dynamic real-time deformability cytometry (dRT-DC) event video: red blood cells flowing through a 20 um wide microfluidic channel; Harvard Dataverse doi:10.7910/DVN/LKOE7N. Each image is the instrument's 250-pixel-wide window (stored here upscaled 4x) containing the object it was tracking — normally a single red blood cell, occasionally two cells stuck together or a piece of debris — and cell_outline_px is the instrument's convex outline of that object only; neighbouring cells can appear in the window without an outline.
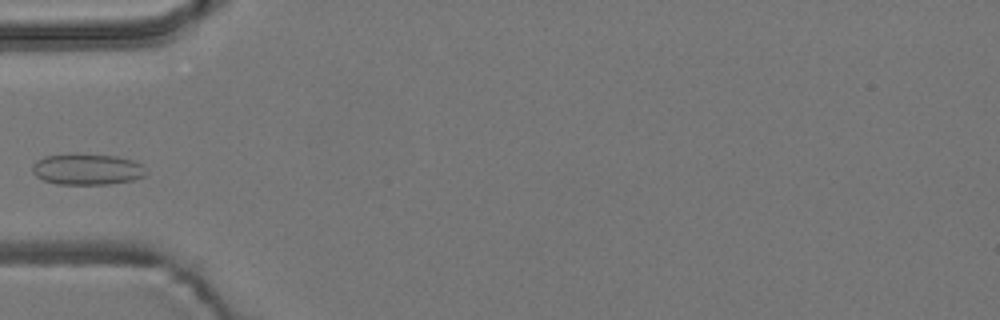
{"species": "common noctule bat (a hibernating species)", "species_latin": "Nyctalus noctula", "temperature_condition": "room temperature", "stored_images_in_passage": 2, "camera_frame_rate_fps": 3000, "um_per_image_px": 0.085, "animal": {"sex": "male", "body_mass_g": 19.2, "forearm_length_mm": 51.8}, "frame": {"image": 1, "passage_image": 1, "time_ms": 0.0, "image_size_px": [1000, 320], "cell_outline_px": [[148, 172], [144, 176], [132, 180], [108, 184], [56, 184], [44, 180], [36, 176], [32, 172], [32, 164], [36, 160], [44, 156], [76, 152], [116, 156], [132, 160], [140, 164]], "centroid_in_image_um": [7.36, 14.36], "position_along_channel_um": 77.6, "area_um2": 20.98}}